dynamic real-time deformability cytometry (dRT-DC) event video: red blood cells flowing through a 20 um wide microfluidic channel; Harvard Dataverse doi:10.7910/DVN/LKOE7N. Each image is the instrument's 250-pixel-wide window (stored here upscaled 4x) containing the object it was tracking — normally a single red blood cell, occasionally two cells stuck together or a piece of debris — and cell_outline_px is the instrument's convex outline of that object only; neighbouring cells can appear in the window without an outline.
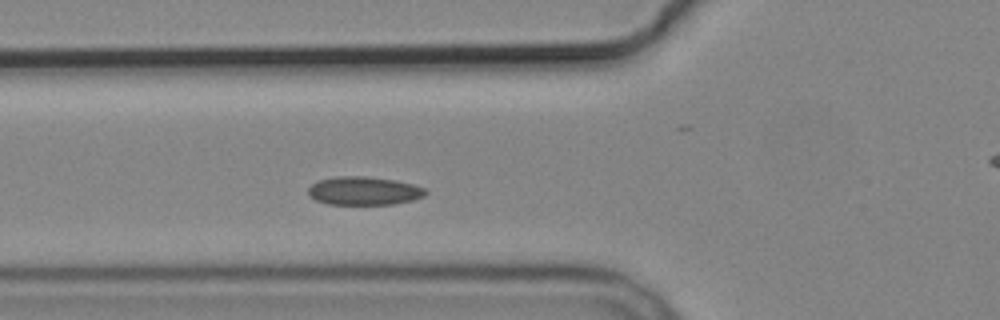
{"species": "common noctule bat (a hibernating species)", "species_latin": "Nyctalus noctula", "temperature_condition": "cold", "stored_images_in_passage": 4, "segment_of_instrument_passage": [1, 2], "camera_frame_rate_fps": 3000, "um_per_image_px": 0.085, "animal": {"sex": "male", "body_mass_g": 19.2, "forearm_length_mm": 51.8}, "frame": {"image": 1, "passage_image": 3, "time_ms": 2.333, "image_size_px": [1000, 320], "cell_outline_px": [[428, 192], [424, 196], [412, 200], [392, 204], [328, 204], [316, 200], [308, 196], [308, 188], [312, 184], [320, 180], [336, 176], [364, 176], [396, 180], [412, 184], [424, 188]], "centroid_in_image_um": [30.92, 16.22], "position_along_channel_um": 94.9, "area_um2": 19.36}}